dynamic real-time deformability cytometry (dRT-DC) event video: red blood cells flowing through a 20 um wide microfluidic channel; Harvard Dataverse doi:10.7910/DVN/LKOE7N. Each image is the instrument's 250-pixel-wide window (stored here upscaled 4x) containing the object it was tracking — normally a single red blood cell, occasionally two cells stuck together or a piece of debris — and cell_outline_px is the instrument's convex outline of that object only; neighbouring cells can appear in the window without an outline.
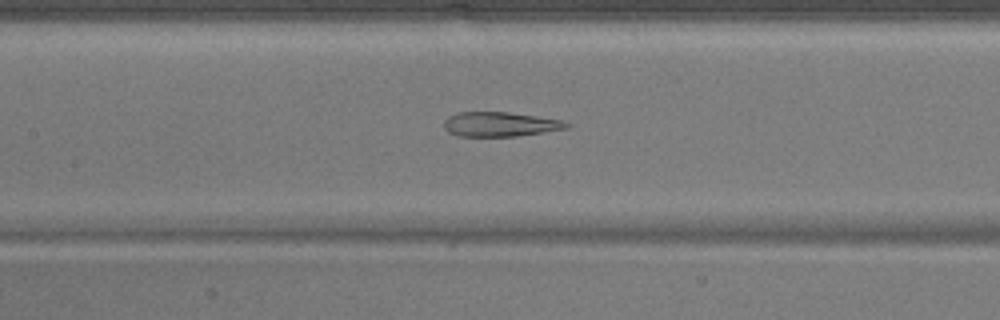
{"species": "common noctule bat (a hibernating species)", "species_latin": "Nyctalus noctula", "temperature_condition": "warm", "stored_images_in_passage": 48, "camera_frame_rate_fps": 3000, "um_per_image_px": 0.085, "animal": {"sex": "male", "body_mass_g": 17.9}, "frame": {"image": 1, "passage_image": 21, "time_ms": 6.667, "image_size_px": [1000, 320], "cell_outline_px": [[572, 124], [568, 128], [544, 132], [516, 136], [456, 136], [448, 132], [444, 128], [444, 120], [448, 116], [456, 112], [508, 112], [564, 120]], "centroid_in_image_um": [42.5, 10.56], "position_along_channel_um": 164.9, "area_um2": 17.69}}
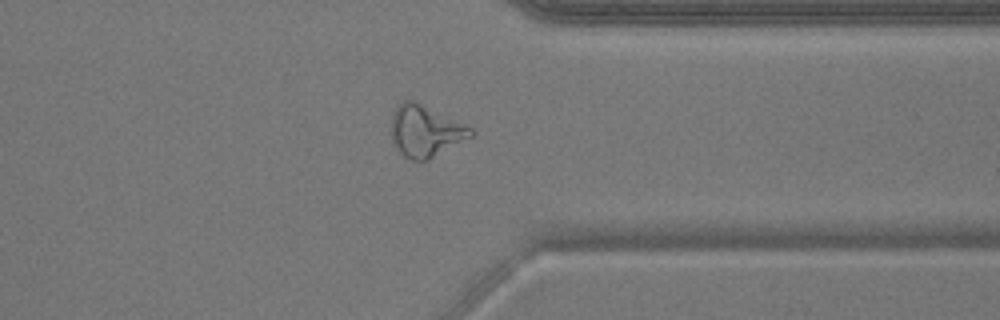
{"frame": {"image": 2, "passage_image": 37, "time_ms": 12.0, "image_size_px": [1000, 320], "cell_outline_px": [[476, 132], [472, 136], [428, 160], [412, 160], [404, 156], [400, 152], [392, 140], [392, 112], [404, 100], [412, 100], [464, 124], [472, 128]], "centroid_in_image_um": [36.15, 11.15], "position_along_channel_um": 375.2, "area_um2": 23.35}}
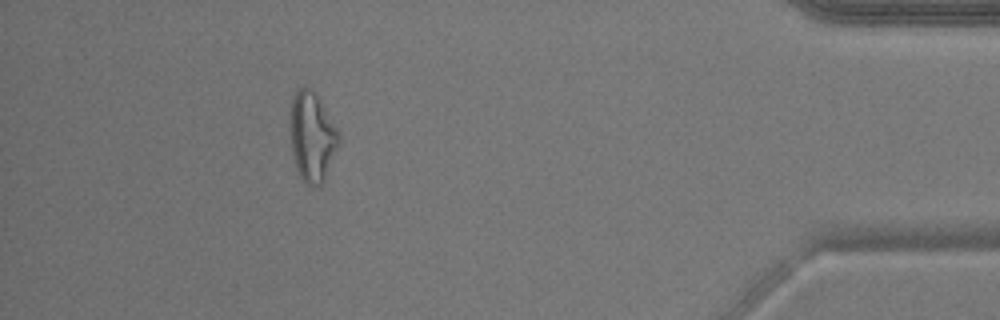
{"frame": {"image": 3, "passage_image": 43, "time_ms": 14.0, "image_size_px": [1000, 320], "cell_outline_px": [[340, 132], [324, 180], [320, 184], [308, 184], [300, 176], [296, 168], [292, 152], [288, 112], [292, 96], [296, 88], [304, 84], [312, 88], [316, 92]], "centroid_in_image_um": [26.46, 11.46], "position_along_channel_um": 408.7, "area_um2": 25.43}}